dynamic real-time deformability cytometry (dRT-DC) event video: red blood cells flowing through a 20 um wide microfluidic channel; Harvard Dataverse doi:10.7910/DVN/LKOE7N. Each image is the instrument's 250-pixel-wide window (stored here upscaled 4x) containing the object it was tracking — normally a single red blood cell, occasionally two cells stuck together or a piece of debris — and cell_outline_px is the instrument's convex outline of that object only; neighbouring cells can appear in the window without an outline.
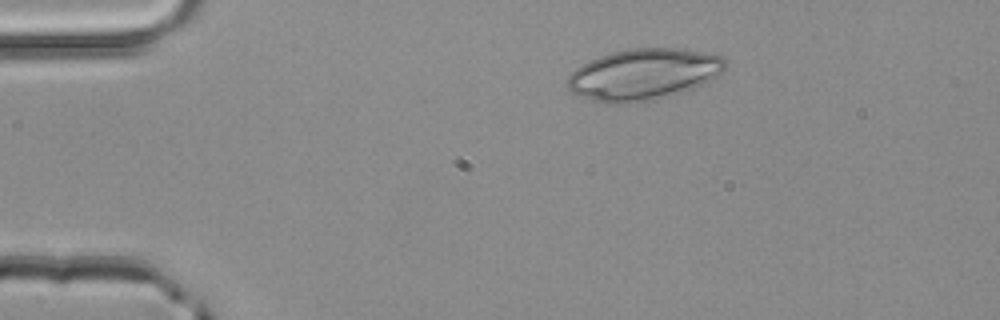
{"species": "common noctule bat (a hibernating species)", "species_latin": "Nyctalus noctula", "temperature_condition": "room temperature", "stored_images_in_passage": 3, "segment_of_instrument_passage": [1, 2], "camera_frame_rate_fps": 3000, "um_per_image_px": 0.085, "animal": {"sex": "male", "body_mass_g": 20.4}, "frame": {"image": 1, "passage_image": 1, "time_ms": 0.0, "image_size_px": [1000, 320], "cell_outline_px": [[728, 64], [720, 72], [704, 84], [680, 92], [628, 104], [608, 104], [592, 100], [572, 92], [568, 88], [568, 76], [576, 68], [600, 56], [612, 52], [632, 48], [676, 48], [704, 52], [724, 56]], "centroid_in_image_um": [54.7, 6.31], "position_along_channel_um": 30.3, "area_um2": 46.59}}